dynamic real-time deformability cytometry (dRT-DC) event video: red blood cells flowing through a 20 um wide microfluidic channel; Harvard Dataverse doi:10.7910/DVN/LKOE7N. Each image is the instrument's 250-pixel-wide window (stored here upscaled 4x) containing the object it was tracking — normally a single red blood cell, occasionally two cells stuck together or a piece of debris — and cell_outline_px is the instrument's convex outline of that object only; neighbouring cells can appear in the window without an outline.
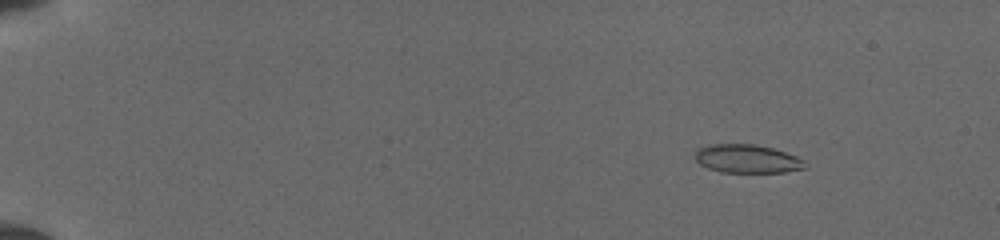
{"species": "common noctule bat (a hibernating species)", "species_latin": "Nyctalus noctula", "temperature_condition": "cold", "stored_images_in_passage": 51, "camera_frame_rate_fps": 3000, "um_per_image_px": 0.085, "animal": {"sex": "female", "body_mass_g": 19.5, "forearm_length_mm": 54.1}, "frame": {"image": 1, "passage_image": 7, "time_ms": 2.0, "image_size_px": [1000, 240], "cell_outline_px": [[808, 168], [784, 172], [720, 172], [708, 168], [700, 164], [696, 160], [696, 148], [708, 144], [756, 144], [772, 148], [796, 156], [804, 160], [808, 164]], "centroid_in_image_um": [63.52, 13.49], "position_along_channel_um": 21.5, "area_um2": 18.38}}
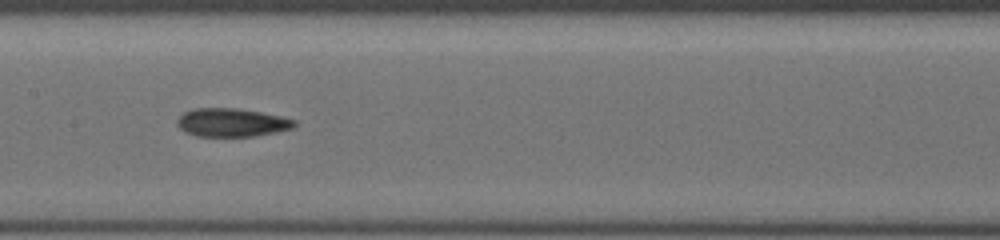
{"frame": {"image": 2, "passage_image": 28, "time_ms": 9.0, "image_size_px": [1000, 240], "cell_outline_px": [[296, 124], [292, 128], [252, 136], [196, 136], [184, 132], [176, 124], [176, 120], [184, 112], [192, 108], [236, 108], [260, 112], [280, 116], [296, 120]], "centroid_in_image_um": [19.63, 10.4], "position_along_channel_um": 187.8, "area_um2": 19.25}}
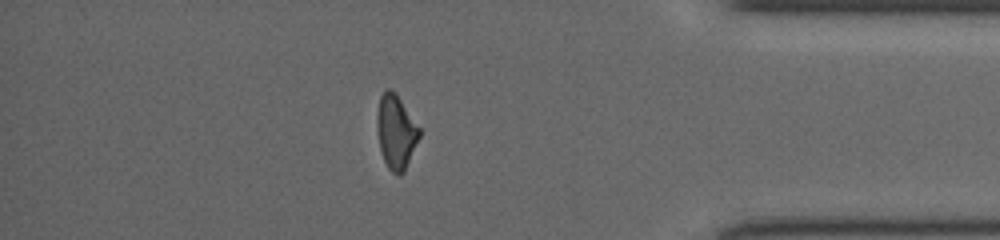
{"frame": {"image": 3, "passage_image": 45, "time_ms": 14.667, "image_size_px": [1000, 240], "cell_outline_px": [[420, 136], [404, 172], [400, 176], [396, 176], [388, 168], [380, 152], [376, 124], [376, 116], [380, 96], [388, 88], [396, 92], [420, 128]], "centroid_in_image_um": [33.65, 11.22], "position_along_channel_um": 401.6, "area_um2": 18.44}}